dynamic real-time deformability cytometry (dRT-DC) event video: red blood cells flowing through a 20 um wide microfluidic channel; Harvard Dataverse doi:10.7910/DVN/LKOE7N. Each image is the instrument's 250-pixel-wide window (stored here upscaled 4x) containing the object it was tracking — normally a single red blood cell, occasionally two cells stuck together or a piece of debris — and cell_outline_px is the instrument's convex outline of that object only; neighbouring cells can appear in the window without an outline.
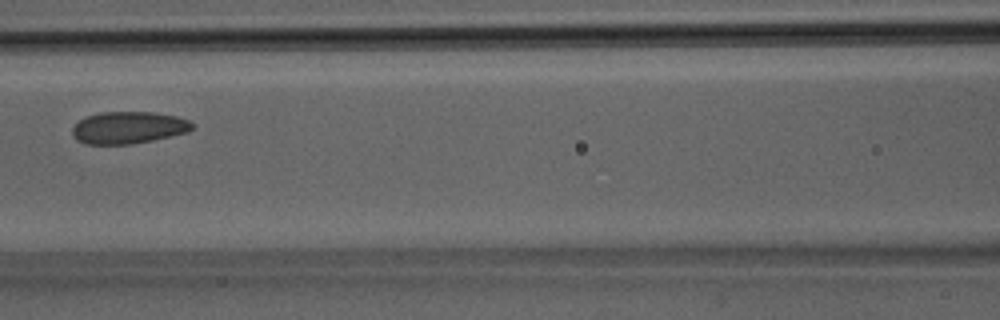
{"species": "Egyptian fruit bat (a non-hibernating species)", "species_latin": "Rousettus aegyptiacus", "temperature_condition": "room temperature", "stored_images_in_passage": 27, "camera_frame_rate_fps": 3000, "um_per_image_px": 0.085, "animal": {"sex": "male"}, "frame": {"image": 1, "passage_image": 7, "time_ms": 2.0, "image_size_px": [1000, 320], "cell_outline_px": [[196, 128], [188, 132], [152, 140], [132, 144], [84, 144], [76, 140], [72, 136], [72, 128], [84, 116], [100, 112], [152, 112], [176, 116], [188, 120], [196, 124]], "centroid_in_image_um": [10.92, 10.85], "position_along_channel_um": 155.7, "area_um2": 22.66}}
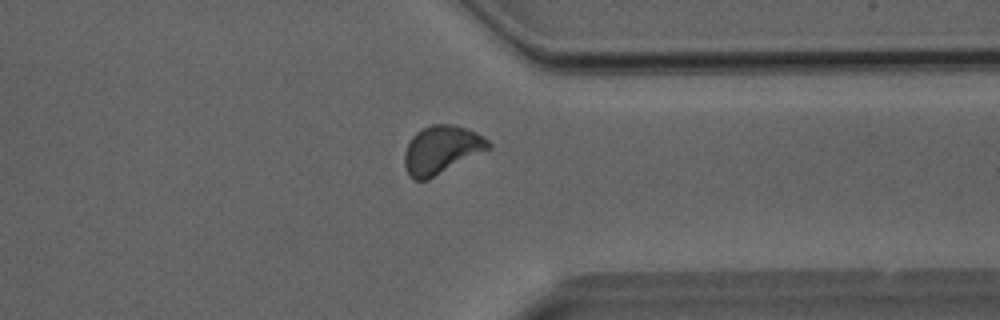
{"frame": {"image": 2, "passage_image": 19, "time_ms": 6.0, "image_size_px": [1000, 320], "cell_outline_px": [[492, 148], [428, 180], [412, 180], [408, 176], [404, 164], [404, 152], [412, 136], [416, 132], [432, 124], [456, 124], [476, 132], [488, 140], [492, 144]], "centroid_in_image_um": [37.53, 12.74], "position_along_channel_um": 373.9, "area_um2": 23.81}}
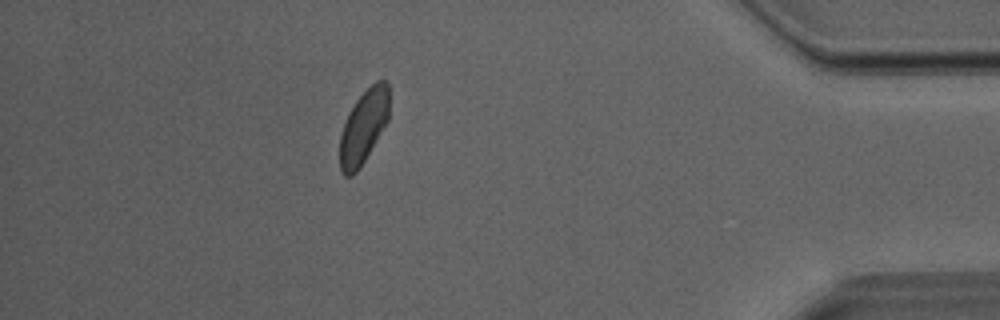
{"frame": {"image": 3, "passage_image": 23, "time_ms": 7.333, "image_size_px": [1000, 320], "cell_outline_px": [[388, 120], [364, 160], [356, 172], [352, 176], [344, 176], [340, 172], [340, 132], [348, 112], [356, 100], [376, 80], [384, 80], [388, 84]], "centroid_in_image_um": [30.87, 10.77], "position_along_channel_um": 404.3, "area_um2": 20.92}}